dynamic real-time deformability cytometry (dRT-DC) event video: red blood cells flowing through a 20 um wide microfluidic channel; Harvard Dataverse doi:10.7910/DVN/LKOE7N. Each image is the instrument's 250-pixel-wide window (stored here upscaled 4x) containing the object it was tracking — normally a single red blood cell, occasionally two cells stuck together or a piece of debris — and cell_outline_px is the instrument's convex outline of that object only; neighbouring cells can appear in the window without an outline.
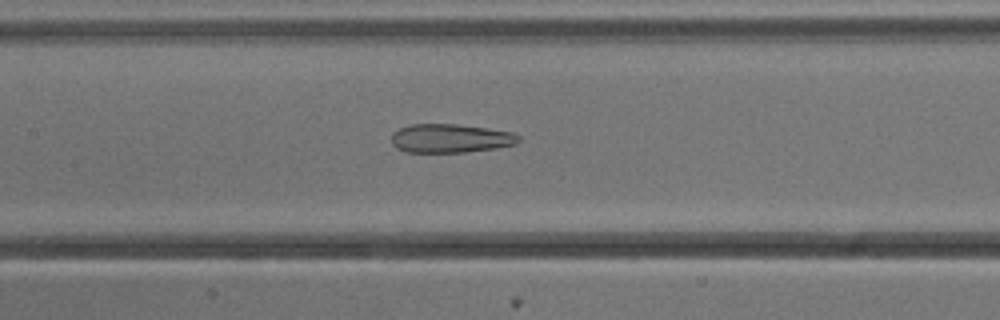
{"species": "common noctule bat (a hibernating species)", "species_latin": "Nyctalus noctula", "temperature_condition": "cold", "stored_images_in_passage": 19, "camera_frame_rate_fps": 3000, "um_per_image_px": 0.085, "animal": {"sex": "male", "body_mass_g": 13.3}, "frame": {"image": 1, "passage_image": 9, "time_ms": 2.667, "image_size_px": [1000, 320], "cell_outline_px": [[520, 140], [516, 144], [496, 148], [464, 152], [404, 152], [396, 148], [392, 144], [392, 132], [408, 124], [456, 124], [488, 128], [512, 132], [520, 136]], "centroid_in_image_um": [38.27, 11.76], "position_along_channel_um": 169.1, "area_um2": 21.44}}
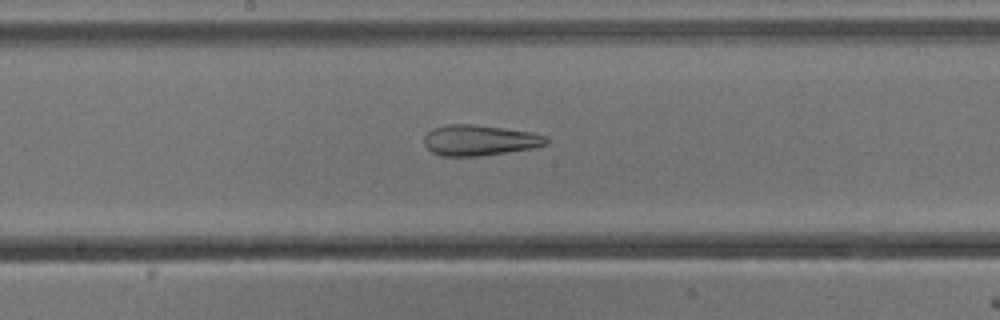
{"frame": {"image": 2, "passage_image": 12, "time_ms": 3.667, "image_size_px": [1000, 320], "cell_outline_px": [[548, 144], [532, 148], [480, 156], [440, 156], [432, 152], [424, 144], [424, 136], [432, 128], [444, 124], [472, 124], [504, 128], [532, 132], [548, 136]], "centroid_in_image_um": [40.75, 11.91], "position_along_channel_um": 207.4, "area_um2": 21.96}}
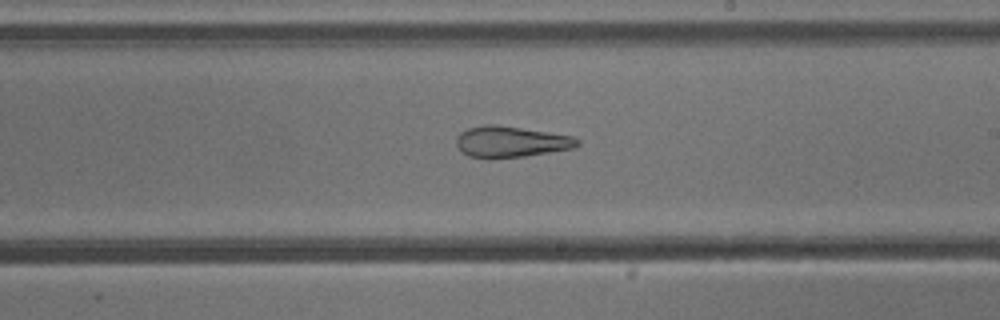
{"frame": {"image": 3, "passage_image": 15, "time_ms": 4.667, "image_size_px": [1000, 320], "cell_outline_px": [[580, 144], [576, 148], [524, 156], [488, 160], [468, 156], [460, 152], [456, 144], [456, 136], [460, 132], [468, 128], [484, 124], [496, 124], [572, 136], [580, 140]], "centroid_in_image_um": [43.37, 12.07], "position_along_channel_um": 245.6, "area_um2": 22.37}}